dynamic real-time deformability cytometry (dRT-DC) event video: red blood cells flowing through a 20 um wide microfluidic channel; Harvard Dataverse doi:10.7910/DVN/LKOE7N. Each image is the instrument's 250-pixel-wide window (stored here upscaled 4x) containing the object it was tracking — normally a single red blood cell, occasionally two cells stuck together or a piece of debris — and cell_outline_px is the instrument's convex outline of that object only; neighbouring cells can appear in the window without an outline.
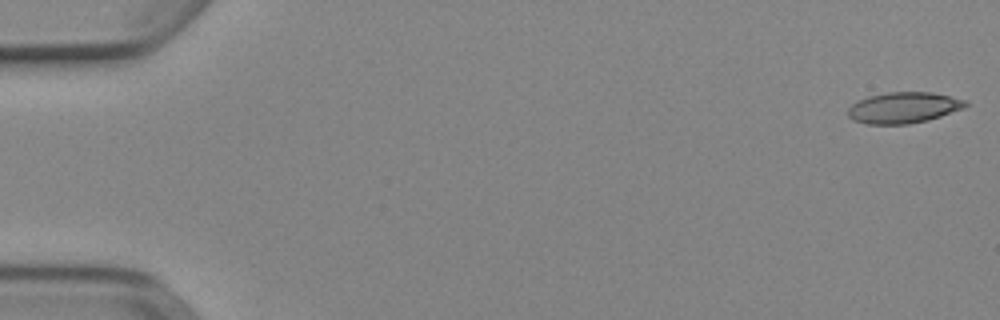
{"species": "Egyptian fruit bat (a non-hibernating species)", "species_latin": "Rousettus aegyptiacus", "temperature_condition": "cold", "stored_images_in_passage": 52, "camera_frame_rate_fps": 3000, "um_per_image_px": 0.085, "animal": {"sex": "female"}, "frame": {"image": 1, "passage_image": 1, "time_ms": 0.0, "image_size_px": [1000, 320], "cell_outline_px": [[968, 104], [964, 108], [928, 120], [908, 124], [864, 124], [852, 120], [848, 116], [848, 108], [856, 100], [868, 96], [888, 92], [932, 92], [968, 100]], "centroid_in_image_um": [76.78, 9.15], "position_along_channel_um": 8.2, "area_um2": 21.44}}
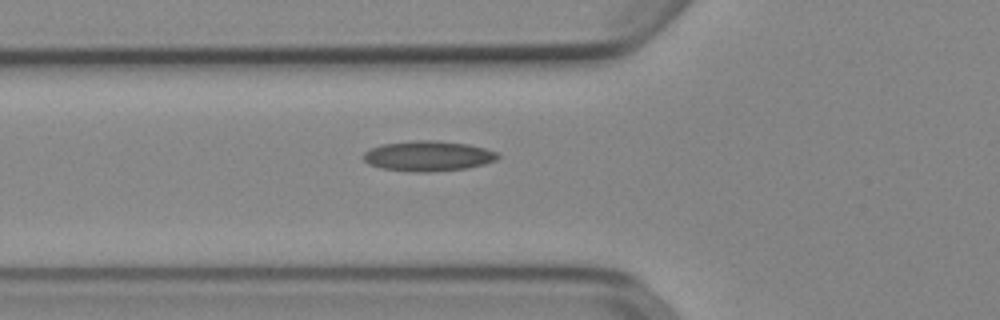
{"frame": {"image": 2, "passage_image": 19, "time_ms": 6.0, "image_size_px": [1000, 320], "cell_outline_px": [[500, 156], [496, 160], [484, 164], [468, 168], [428, 172], [412, 172], [380, 168], [368, 164], [364, 160], [364, 152], [372, 148], [384, 144], [416, 140], [432, 140], [468, 144], [484, 148], [496, 152]], "centroid_in_image_um": [36.39, 13.27], "position_along_channel_um": 89.4, "area_um2": 23.58}}
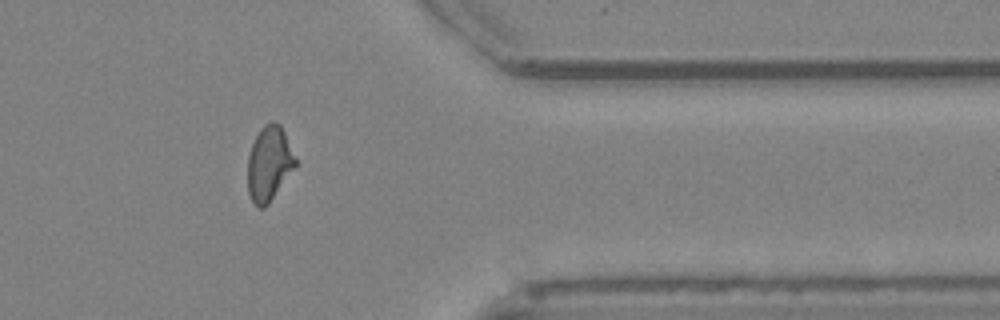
{"frame": {"image": 3, "passage_image": 43, "time_ms": 14.0, "image_size_px": [1000, 320], "cell_outline_px": [[296, 164], [268, 204], [264, 208], [256, 208], [248, 192], [248, 156], [252, 144], [260, 128], [264, 124], [272, 120], [276, 120], [280, 124], [284, 132], [296, 160]], "centroid_in_image_um": [22.85, 13.88], "position_along_channel_um": 388.6, "area_um2": 20.52}, "authors_computed_cell_mechanics": {"area_um2": 21.1548, "velocity_mm_per_s": 3.9087, "shape_relaxation_time_tau1_ms": null, "shape_relaxation_time_tau2_ms": 2.053, "deformation_change_tau1": null, "deformation_change_tau2": 0.0846}}